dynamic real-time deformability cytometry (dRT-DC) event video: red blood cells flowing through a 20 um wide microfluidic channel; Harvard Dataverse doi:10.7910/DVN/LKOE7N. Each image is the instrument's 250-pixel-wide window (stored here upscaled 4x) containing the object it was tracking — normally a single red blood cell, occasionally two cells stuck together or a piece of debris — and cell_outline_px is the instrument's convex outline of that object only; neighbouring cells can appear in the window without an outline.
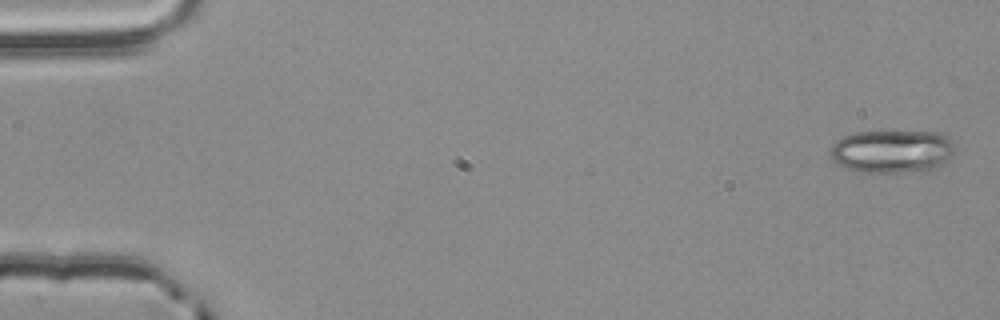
{"species": "common noctule bat (a hibernating species)", "species_latin": "Nyctalus noctula", "temperature_condition": "room temperature", "stored_images_in_passage": 5, "camera_frame_rate_fps": 3000, "um_per_image_px": 0.085, "animal": {"sex": "male", "body_mass_g": 20.4}, "frame": {"image": 1, "passage_image": 1, "time_ms": 0.0, "image_size_px": [1000, 320], "cell_outline_px": [[952, 156], [948, 160], [928, 172], [860, 172], [836, 164], [832, 160], [832, 144], [836, 140], [844, 136], [856, 132], [940, 132], [948, 136], [952, 140]], "centroid_in_image_um": [75.85, 12.87], "position_along_channel_um": 9.2, "area_um2": 31.33}}